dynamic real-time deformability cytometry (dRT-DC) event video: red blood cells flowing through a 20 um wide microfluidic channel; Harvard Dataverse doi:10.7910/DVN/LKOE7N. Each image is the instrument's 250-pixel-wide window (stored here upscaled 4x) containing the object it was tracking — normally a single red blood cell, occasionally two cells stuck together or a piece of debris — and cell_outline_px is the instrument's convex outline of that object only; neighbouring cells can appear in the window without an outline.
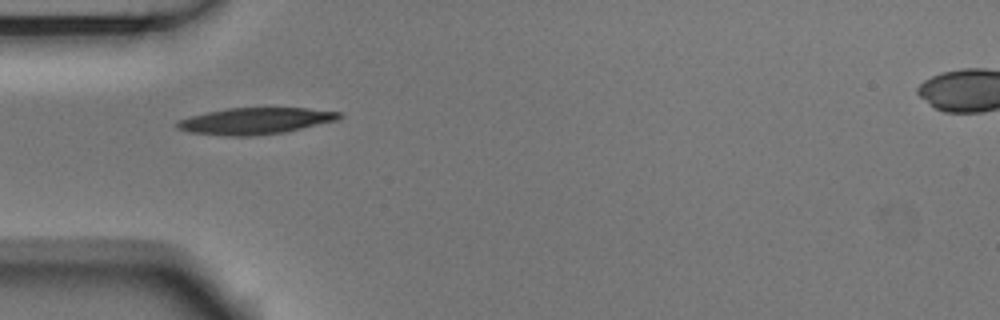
{"species": "Egyptian fruit bat (a non-hibernating species)", "species_latin": "Rousettus aegyptiacus", "temperature_condition": "room temperature", "stored_images_in_passage": 24, "camera_frame_rate_fps": 3000, "um_per_image_px": 0.085, "animal": {"sex": "male"}, "frame": {"image": 1, "passage_image": 1, "time_ms": 0.0, "image_size_px": [1000, 320], "cell_outline_px": [[344, 116], [336, 120], [284, 132], [252, 136], [228, 136], [188, 132], [176, 128], [176, 124], [180, 120], [192, 116], [208, 112], [228, 108], [308, 108], [340, 112]], "centroid_in_image_um": [21.7, 10.28], "position_along_channel_um": 63.3, "area_um2": 24.74}}